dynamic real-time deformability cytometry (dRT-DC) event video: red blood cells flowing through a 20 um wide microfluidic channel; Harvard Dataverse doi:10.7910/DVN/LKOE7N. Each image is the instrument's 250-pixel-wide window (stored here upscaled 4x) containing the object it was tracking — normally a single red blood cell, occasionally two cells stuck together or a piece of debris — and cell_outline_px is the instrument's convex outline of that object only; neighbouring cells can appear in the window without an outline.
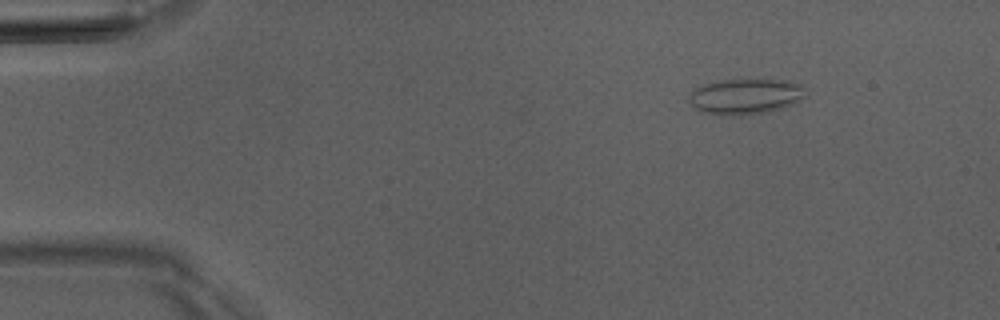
{"species": "Egyptian fruit bat (a non-hibernating species)", "species_latin": "Rousettus aegyptiacus", "temperature_condition": "room temperature", "stored_images_in_passage": 3, "camera_frame_rate_fps": 3000, "um_per_image_px": 0.085, "animal": {"sex": "male"}, "frame": {"image": 1, "passage_image": 1, "time_ms": 0.0, "image_size_px": [1000, 320], "cell_outline_px": [[804, 96], [800, 100], [784, 108], [768, 112], [740, 116], [720, 116], [704, 112], [696, 108], [688, 100], [688, 96], [696, 88], [704, 84], [720, 80], [788, 80], [800, 84]], "centroid_in_image_um": [63.34, 8.22], "position_along_channel_um": 21.7, "area_um2": 24.16}}